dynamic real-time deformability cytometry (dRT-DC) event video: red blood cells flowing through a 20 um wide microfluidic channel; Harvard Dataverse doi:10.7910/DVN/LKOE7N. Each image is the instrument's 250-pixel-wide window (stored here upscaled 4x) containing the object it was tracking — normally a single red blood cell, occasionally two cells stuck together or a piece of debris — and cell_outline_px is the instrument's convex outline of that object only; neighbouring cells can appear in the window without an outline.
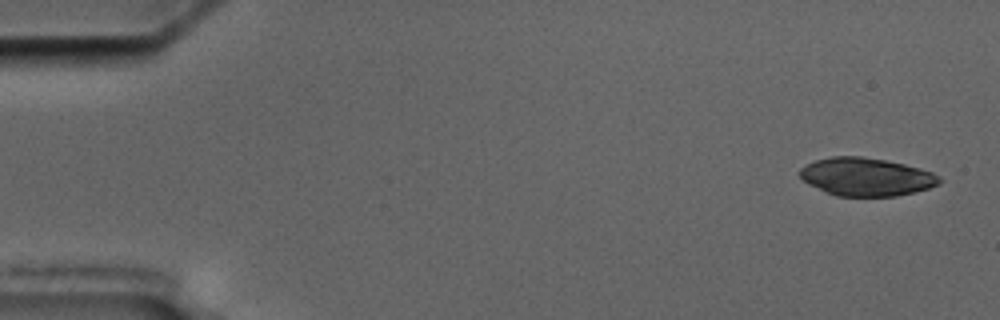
{"species": "common noctule bat (a hibernating species)", "species_latin": "Nyctalus noctula", "temperature_condition": "cold", "stored_images_in_passage": 5, "camera_frame_rate_fps": 3000, "um_per_image_px": 0.085, "animal": {"sex": "male", "body_mass_g": 17.5, "forearm_length_mm": 52.3}, "frame": {"image": 1, "passage_image": 1, "time_ms": 0.0, "image_size_px": [1000, 320], "cell_outline_px": [[944, 180], [940, 184], [928, 188], [896, 196], [836, 196], [808, 184], [796, 172], [800, 168], [816, 160], [832, 156], [860, 156], [884, 160], [904, 164], [920, 168], [932, 172], [940, 176]], "centroid_in_image_um": [73.64, 15.03], "position_along_channel_um": 11.4, "area_um2": 30.98}}
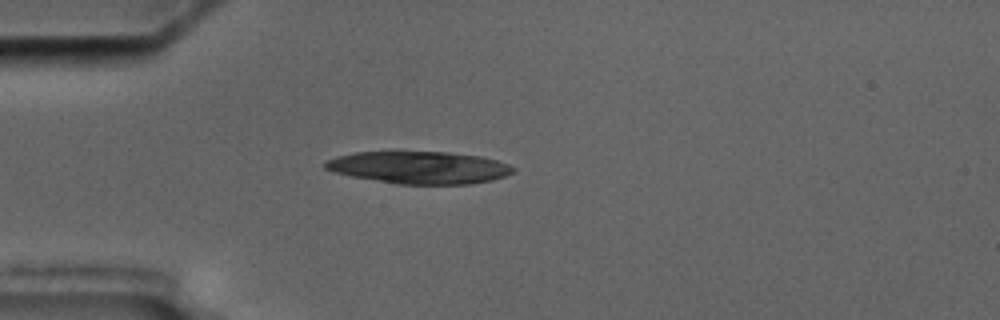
{"frame": {"image": 2, "passage_image": 5, "time_ms": 4.333, "image_size_px": [1000, 320], "cell_outline_px": [[516, 168], [512, 172], [504, 176], [492, 180], [468, 184], [396, 184], [352, 176], [332, 172], [324, 168], [324, 160], [336, 156], [352, 152], [448, 152], [480, 156], [496, 160], [508, 164]], "centroid_in_image_um": [35.59, 14.23], "position_along_channel_um": 49.4, "area_um2": 35.43}}